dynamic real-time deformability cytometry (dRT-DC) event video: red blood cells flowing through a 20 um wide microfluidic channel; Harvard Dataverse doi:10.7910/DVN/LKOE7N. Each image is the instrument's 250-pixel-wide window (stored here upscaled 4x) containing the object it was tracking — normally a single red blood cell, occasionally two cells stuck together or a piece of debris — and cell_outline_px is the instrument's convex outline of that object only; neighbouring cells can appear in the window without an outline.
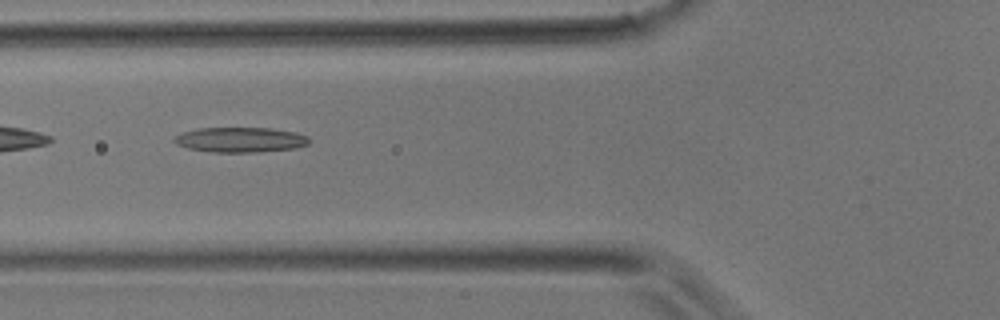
{"species": "common noctule bat (a hibernating species)", "species_latin": "Nyctalus noctula", "temperature_condition": "room temperature", "stored_images_in_passage": 6, "camera_frame_rate_fps": 3000, "um_per_image_px": 0.085, "animal": {"sex": "male", "body_mass_g": 17.9}, "frame": {"image": 1, "passage_image": 5, "time_ms": 1.333, "image_size_px": [1000, 320], "cell_outline_px": [[308, 144], [296, 148], [260, 152], [212, 152], [188, 148], [176, 144], [172, 140], [176, 136], [184, 132], [200, 128], [272, 128], [296, 132], [308, 136]], "centroid_in_image_um": [20.45, 11.88], "position_along_channel_um": 105.3, "area_um2": 19.65}}
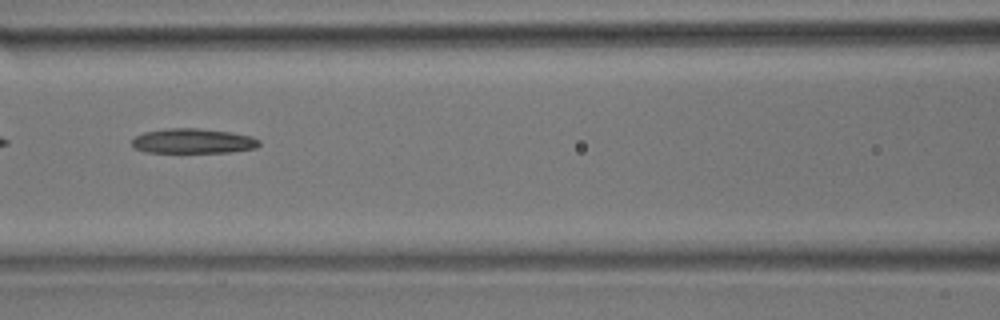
{"frame": {"image": 2, "passage_image": 6, "time_ms": 1.667, "image_size_px": [1000, 320], "cell_outline_px": [[260, 144], [256, 148], [232, 152], [144, 152], [136, 148], [132, 144], [132, 140], [136, 136], [144, 132], [168, 128], [200, 128], [232, 132], [252, 136], [260, 140]], "centroid_in_image_um": [16.45, 11.98], "position_along_channel_um": 150.2, "area_um2": 18.5}}